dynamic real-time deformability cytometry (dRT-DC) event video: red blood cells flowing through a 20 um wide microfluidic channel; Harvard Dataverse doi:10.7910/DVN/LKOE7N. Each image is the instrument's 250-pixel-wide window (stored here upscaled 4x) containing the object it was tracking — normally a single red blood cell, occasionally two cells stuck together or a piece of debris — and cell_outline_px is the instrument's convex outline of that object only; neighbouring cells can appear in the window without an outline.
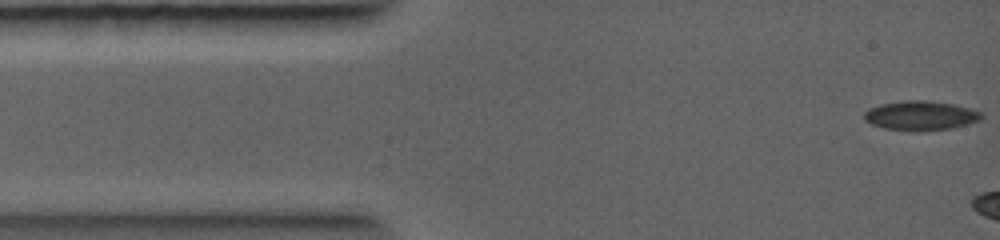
{"species": "common noctule bat (a hibernating species)", "species_latin": "Nyctalus noctula", "temperature_condition": "warm", "stored_images_in_passage": 4, "camera_frame_rate_fps": 5000, "um_per_image_px": 0.085, "animal": {"sex": "female", "body_mass_g": 19.0, "forearm_length_mm": 56.7}, "frame": {"image": 1, "passage_image": 1, "time_ms": 0.0, "image_size_px": [1000, 240], "cell_outline_px": [[984, 116], [980, 120], [952, 128], [908, 132], [884, 128], [872, 124], [864, 120], [864, 112], [868, 108], [880, 104], [904, 100], [924, 100], [952, 104], [968, 108], [980, 112]], "centroid_in_image_um": [78.2, 9.83], "position_along_channel_um": 6.8, "area_um2": 20.11}}